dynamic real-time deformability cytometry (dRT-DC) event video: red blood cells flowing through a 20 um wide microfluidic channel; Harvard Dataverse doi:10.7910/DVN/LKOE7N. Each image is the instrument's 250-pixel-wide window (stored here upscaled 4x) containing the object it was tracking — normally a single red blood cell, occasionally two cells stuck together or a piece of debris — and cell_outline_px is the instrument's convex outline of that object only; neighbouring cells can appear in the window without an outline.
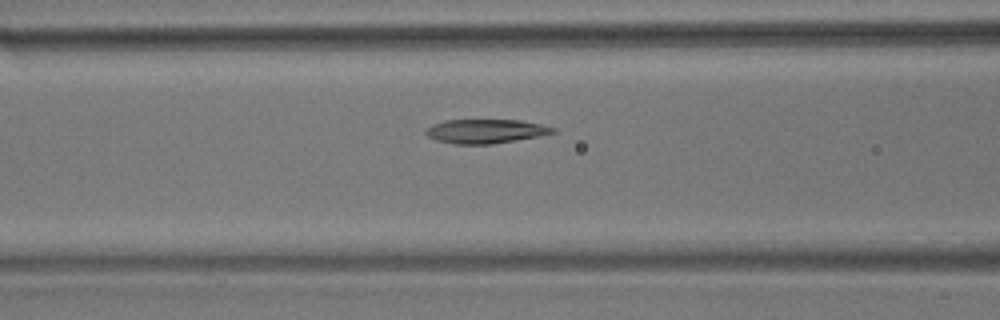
{"species": "common noctule bat (a hibernating species)", "species_latin": "Nyctalus noctula", "temperature_condition": "room temperature", "stored_images_in_passage": 22, "camera_frame_rate_fps": 3000, "um_per_image_px": 0.085, "animal": {"sex": "male", "body_mass_g": 17.9}, "frame": {"image": 1, "passage_image": 13, "time_ms": 4.0, "image_size_px": [1000, 320], "cell_outline_px": [[556, 132], [516, 140], [492, 144], [452, 144], [436, 140], [428, 136], [424, 132], [432, 124], [444, 120], [520, 120], [540, 124], [556, 128]], "centroid_in_image_um": [41.24, 11.15], "position_along_channel_um": 125.4, "area_um2": 17.74}}
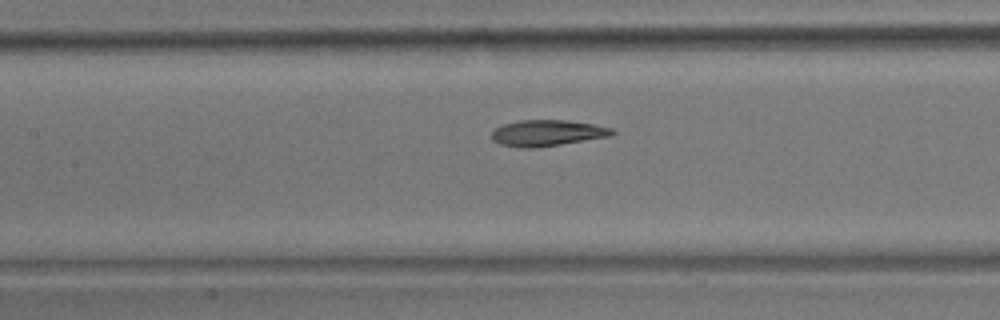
{"frame": {"image": 2, "passage_image": 16, "time_ms": 5.0, "image_size_px": [1000, 320], "cell_outline_px": [[616, 132], [612, 136], [560, 144], [532, 148], [524, 148], [500, 144], [492, 140], [492, 128], [504, 124], [520, 120], [564, 120], [592, 124], [612, 128]], "centroid_in_image_um": [46.5, 11.3], "position_along_channel_um": 160.9, "area_um2": 18.26}}